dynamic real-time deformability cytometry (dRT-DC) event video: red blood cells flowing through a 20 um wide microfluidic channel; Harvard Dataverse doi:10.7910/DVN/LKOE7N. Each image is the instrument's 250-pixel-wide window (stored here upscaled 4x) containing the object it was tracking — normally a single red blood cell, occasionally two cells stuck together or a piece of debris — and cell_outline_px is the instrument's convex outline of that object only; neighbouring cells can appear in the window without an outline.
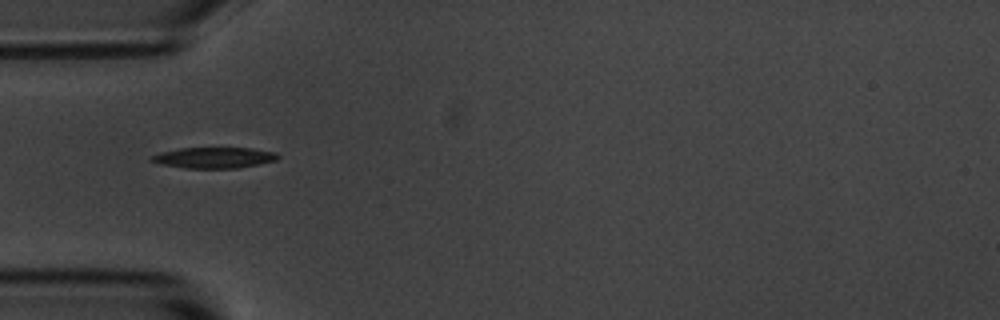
{"species": "common noctule bat (a hibernating species)", "species_latin": "Nyctalus noctula", "temperature_condition": "room temperature", "stored_images_in_passage": 7, "camera_frame_rate_fps": 3000, "um_per_image_px": 0.085, "animal": {"sex": "male", "body_mass_g": 20.1, "forearm_length_mm": 53.5}, "frame": {"image": 1, "passage_image": 6, "time_ms": 6.0, "image_size_px": [1000, 320], "cell_outline_px": [[280, 156], [276, 160], [236, 168], [184, 168], [160, 164], [148, 160], [152, 156], [160, 152], [180, 148], [252, 148], [276, 152]], "centroid_in_image_um": [18.16, 13.4], "position_along_channel_um": 66.8, "area_um2": 15.32}}